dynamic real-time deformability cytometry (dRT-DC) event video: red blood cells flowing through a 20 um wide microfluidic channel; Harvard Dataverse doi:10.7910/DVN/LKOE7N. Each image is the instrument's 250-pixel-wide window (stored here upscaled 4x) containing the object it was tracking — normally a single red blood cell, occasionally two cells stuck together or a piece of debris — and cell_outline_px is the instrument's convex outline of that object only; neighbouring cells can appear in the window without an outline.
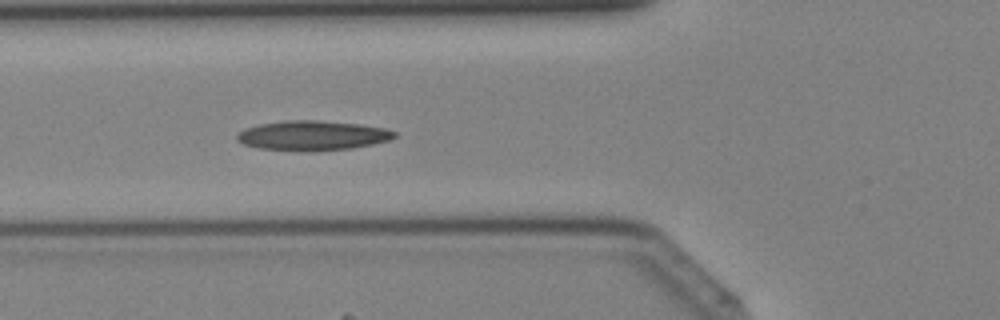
{"species": "Egyptian fruit bat (a non-hibernating species)", "species_latin": "Rousettus aegyptiacus", "temperature_condition": "cold", "stored_images_in_passage": 40, "camera_frame_rate_fps": 3000, "um_per_image_px": 0.085, "animal": {"sex": "female"}, "frame": {"image": 1, "passage_image": 14, "time_ms": 4.333, "image_size_px": [1000, 320], "cell_outline_px": [[396, 136], [388, 140], [372, 144], [352, 148], [308, 152], [260, 148], [244, 144], [236, 140], [236, 136], [244, 128], [260, 124], [284, 120], [316, 120], [360, 124], [384, 128], [396, 132]], "centroid_in_image_um": [26.54, 11.52], "position_along_channel_um": 99.3, "area_um2": 27.28}}
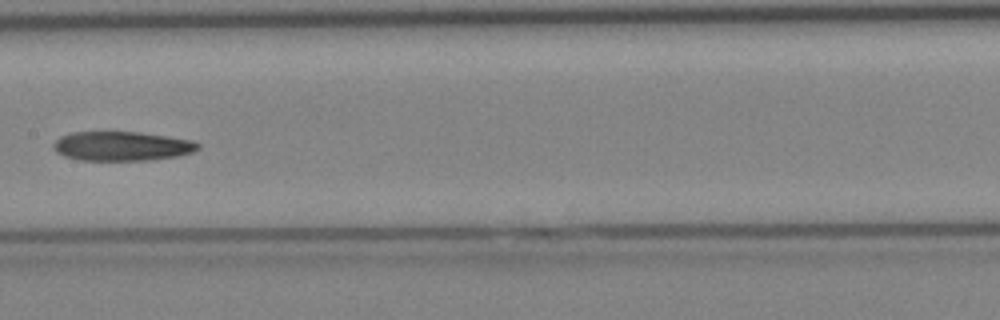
{"frame": {"image": 2, "passage_image": 20, "time_ms": 6.333, "image_size_px": [1000, 320], "cell_outline_px": [[200, 148], [192, 152], [176, 156], [152, 160], [80, 160], [64, 156], [56, 152], [52, 148], [52, 144], [60, 136], [72, 132], [140, 132], [168, 136], [192, 140], [200, 144]], "centroid_in_image_um": [10.34, 12.42], "position_along_channel_um": 197.1, "area_um2": 24.8}}
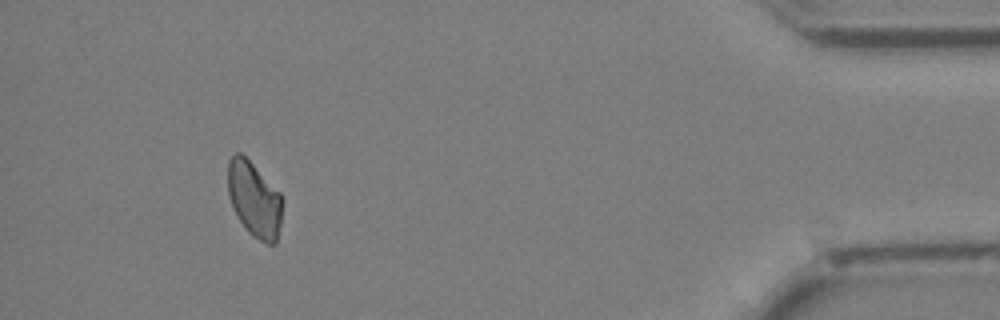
{"frame": {"image": 3, "passage_image": 37, "time_ms": 12.0, "image_size_px": [1000, 320], "cell_outline_px": [[284, 200], [280, 224], [276, 244], [268, 244], [252, 236], [248, 232], [232, 208], [228, 192], [228, 160], [236, 152], [240, 152], [280, 192]], "centroid_in_image_um": [21.63, 16.96], "position_along_channel_um": 413.6, "area_um2": 23.93}}